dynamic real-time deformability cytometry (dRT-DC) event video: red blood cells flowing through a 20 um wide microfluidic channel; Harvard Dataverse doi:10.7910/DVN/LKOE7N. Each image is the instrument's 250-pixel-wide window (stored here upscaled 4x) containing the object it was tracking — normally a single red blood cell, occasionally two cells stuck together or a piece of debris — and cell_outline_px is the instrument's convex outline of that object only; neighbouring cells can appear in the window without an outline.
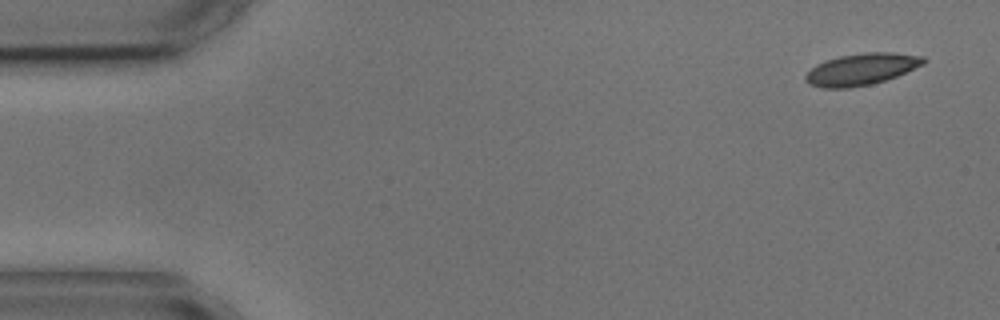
{"species": "common noctule bat (a hibernating species)", "species_latin": "Nyctalus noctula", "temperature_condition": "cold", "stored_images_in_passage": 4, "camera_frame_rate_fps": 3000, "um_per_image_px": 0.085, "animal": {"sex": "male", "body_mass_g": 17.9, "forearm_length_mm": 54.2}, "frame": {"image": 1, "passage_image": 1, "time_ms": 0.0, "image_size_px": [1000, 320], "cell_outline_px": [[928, 60], [924, 64], [896, 76], [872, 84], [848, 88], [820, 88], [808, 84], [804, 80], [804, 76], [816, 64], [840, 56], [864, 52], [892, 52], [924, 56]], "centroid_in_image_um": [73.22, 5.88], "position_along_channel_um": 11.8, "area_um2": 21.85}}
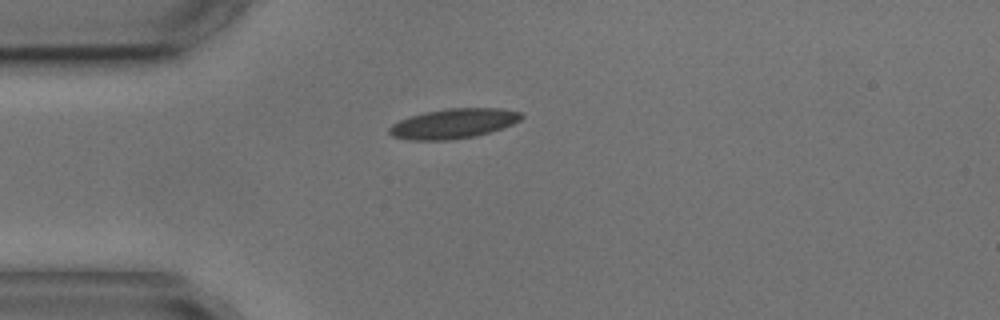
{"frame": {"image": 2, "passage_image": 4, "time_ms": 3.667, "image_size_px": [1000, 320], "cell_outline_px": [[524, 116], [520, 120], [512, 124], [476, 136], [448, 140], [408, 140], [392, 136], [388, 132], [388, 128], [392, 124], [400, 120], [424, 112], [448, 108], [500, 108], [520, 112]], "centroid_in_image_um": [38.52, 10.5], "position_along_channel_um": 46.5, "area_um2": 22.83}}